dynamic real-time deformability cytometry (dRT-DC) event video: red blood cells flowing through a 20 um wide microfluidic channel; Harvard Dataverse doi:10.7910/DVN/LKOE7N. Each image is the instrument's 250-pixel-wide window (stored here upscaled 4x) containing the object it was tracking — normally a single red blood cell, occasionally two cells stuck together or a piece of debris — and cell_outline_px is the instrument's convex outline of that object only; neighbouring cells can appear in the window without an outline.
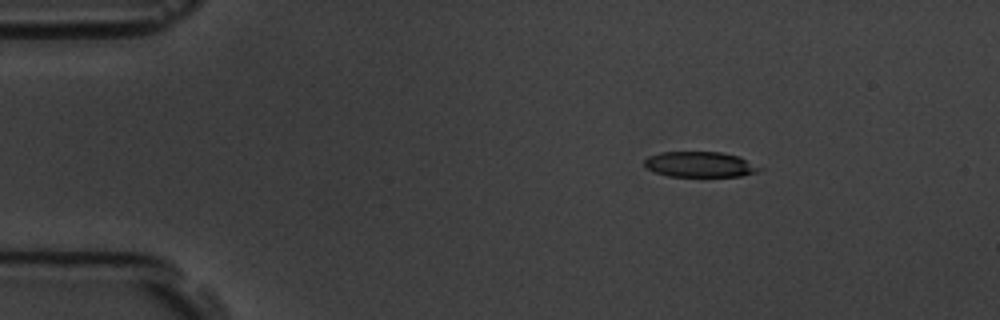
{"species": "common noctule bat (a hibernating species)", "species_latin": "Nyctalus noctula", "temperature_condition": "room temperature", "stored_images_in_passage": 4, "camera_frame_rate_fps": 3000, "um_per_image_px": 0.085, "animal": {"sex": "male", "body_mass_g": 19.5, "forearm_length_mm": 54.6}, "frame": {"image": 1, "passage_image": 1, "time_ms": 0.0, "image_size_px": [1000, 320], "cell_outline_px": [[764, 168], [756, 172], [740, 176], [668, 176], [656, 172], [648, 168], [644, 164], [644, 160], [648, 156], [660, 152], [720, 152], [740, 156]], "centroid_in_image_um": [59.52, 13.97], "position_along_channel_um": 25.5, "area_um2": 17.05}}
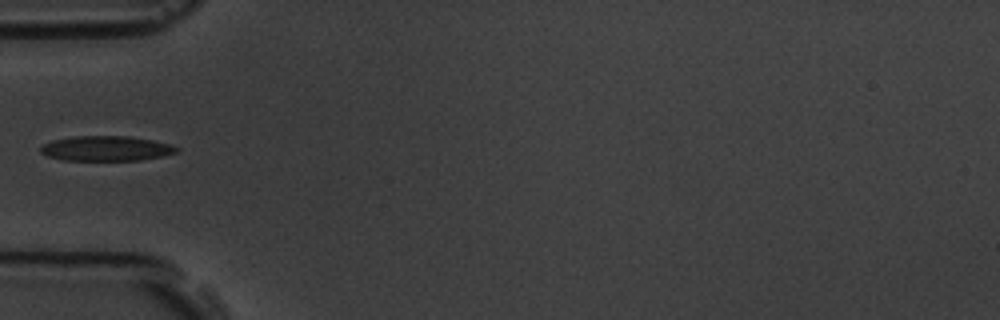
{"frame": {"image": 2, "passage_image": 4, "time_ms": 3.333, "image_size_px": [1000, 320], "cell_outline_px": [[180, 148], [176, 152], [164, 156], [140, 160], [64, 160], [48, 156], [40, 152], [40, 148], [44, 144], [52, 140], [76, 136], [128, 136], [152, 140], [172, 144]], "centroid_in_image_um": [9.06, 12.62], "position_along_channel_um": 75.9, "area_um2": 19.77}}